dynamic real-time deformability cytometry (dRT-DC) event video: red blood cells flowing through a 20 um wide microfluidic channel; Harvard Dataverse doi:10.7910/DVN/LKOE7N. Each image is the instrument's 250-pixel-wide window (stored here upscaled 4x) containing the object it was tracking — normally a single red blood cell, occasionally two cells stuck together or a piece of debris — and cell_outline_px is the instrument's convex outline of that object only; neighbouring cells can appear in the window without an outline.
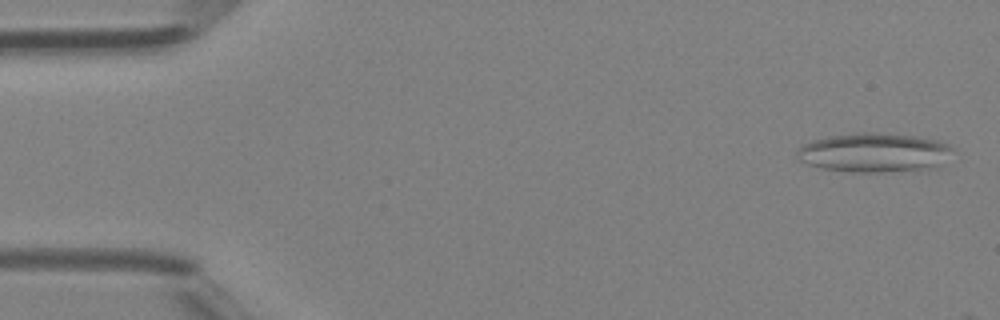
{"species": "Egyptian fruit bat (a non-hibernating species)", "species_latin": "Rousettus aegyptiacus", "temperature_condition": "room temperature", "stored_images_in_passage": 5, "camera_frame_rate_fps": 3000, "um_per_image_px": 0.085, "animal": {"sex": "female"}, "frame": {"image": 1, "passage_image": 2, "time_ms": 0.333, "image_size_px": [1000, 320], "cell_outline_px": [[956, 148], [936, 168], [884, 172], [852, 172], [820, 168], [796, 160], [796, 152], [804, 144], [812, 140], [828, 136], [852, 132], [876, 132], [912, 136], [936, 140], [948, 144]], "centroid_in_image_um": [74.27, 12.97], "position_along_channel_um": 10.7, "area_um2": 35.84}}